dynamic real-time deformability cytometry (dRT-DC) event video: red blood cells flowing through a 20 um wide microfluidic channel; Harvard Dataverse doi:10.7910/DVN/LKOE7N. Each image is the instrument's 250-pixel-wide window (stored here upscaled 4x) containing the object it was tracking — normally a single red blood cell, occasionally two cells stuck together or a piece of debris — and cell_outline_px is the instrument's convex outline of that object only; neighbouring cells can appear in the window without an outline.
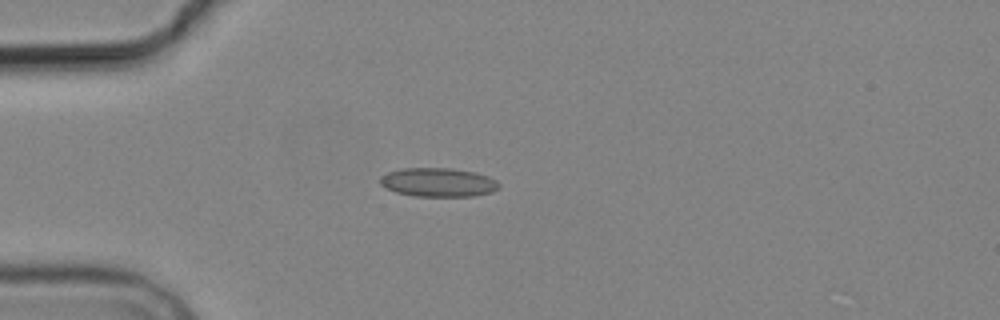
{"species": "common noctule bat (a hibernating species)", "species_latin": "Nyctalus noctula", "temperature_condition": "cold", "stored_images_in_passage": 4, "camera_frame_rate_fps": 3000, "um_per_image_px": 0.085, "animal": {"sex": "male", "body_mass_g": 19.2, "forearm_length_mm": 51.8}, "frame": {"image": 1, "passage_image": 4, "time_ms": 4.667, "image_size_px": [1000, 320], "cell_outline_px": [[500, 188], [492, 192], [472, 196], [416, 196], [396, 192], [380, 184], [380, 176], [388, 172], [400, 168], [452, 168], [476, 172], [488, 176], [496, 180], [500, 184]], "centroid_in_image_um": [37.27, 15.49], "position_along_channel_um": 47.7, "area_um2": 20.06}}